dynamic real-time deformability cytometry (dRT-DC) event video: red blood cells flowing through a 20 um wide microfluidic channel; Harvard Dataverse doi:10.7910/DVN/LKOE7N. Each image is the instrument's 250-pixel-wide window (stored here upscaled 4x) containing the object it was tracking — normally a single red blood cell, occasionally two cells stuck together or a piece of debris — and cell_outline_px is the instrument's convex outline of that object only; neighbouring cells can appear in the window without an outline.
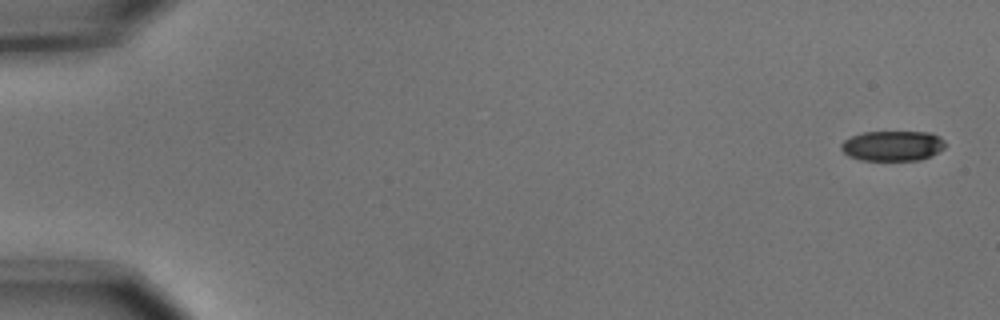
{"species": "common noctule bat (a hibernating species)", "species_latin": "Nyctalus noctula", "temperature_condition": "cold", "stored_images_in_passage": 8, "camera_frame_rate_fps": 3000, "um_per_image_px": 0.085, "animal": {"sex": "male", "body_mass_g": 15.6}, "frame": {"image": 1, "passage_image": 1, "time_ms": 0.0, "image_size_px": [1000, 320], "cell_outline_px": [[944, 148], [932, 156], [920, 160], [860, 160], [848, 156], [840, 148], [840, 144], [844, 140], [852, 136], [864, 132], [932, 132], [940, 136], [944, 140]], "centroid_in_image_um": [75.88, 12.39], "position_along_channel_um": 9.1, "area_um2": 18.44}}
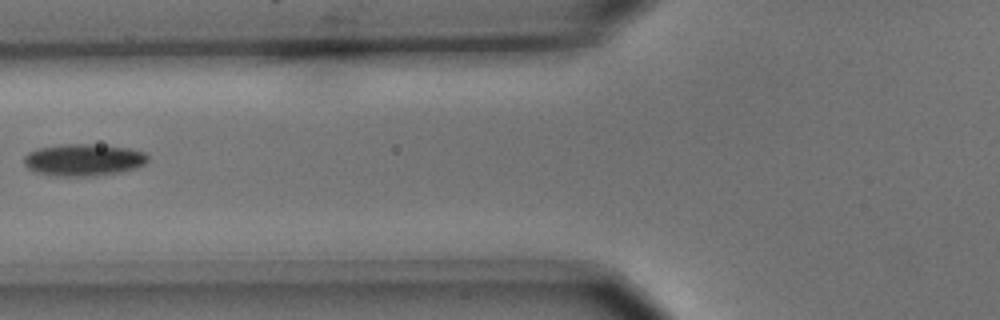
{"frame": {"image": 2, "passage_image": 7, "time_ms": 2.0, "image_size_px": [1000, 320], "cell_outline_px": [[148, 160], [144, 164], [136, 168], [116, 172], [92, 176], [56, 176], [36, 172], [28, 168], [24, 164], [24, 156], [28, 152], [36, 148], [60, 144], [96, 144], [128, 148], [144, 152], [148, 156]], "centroid_in_image_um": [7.07, 13.58], "position_along_channel_um": 118.7, "area_um2": 23.12}}
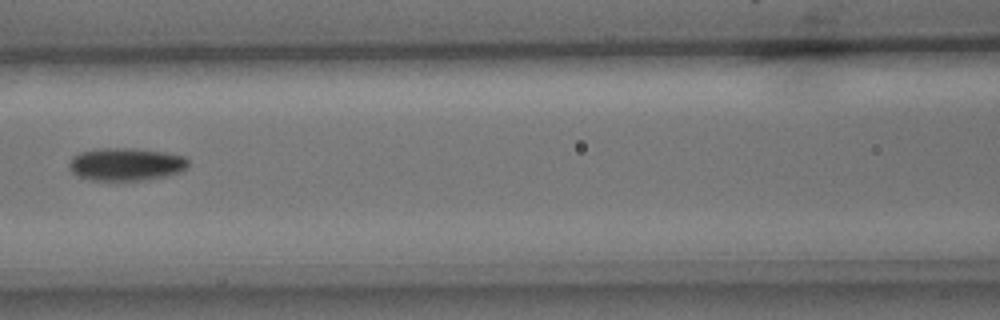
{"frame": {"image": 3, "passage_image": 8, "time_ms": 2.333, "image_size_px": [1000, 320], "cell_outline_px": [[188, 168], [180, 172], [168, 176], [148, 180], [116, 184], [88, 180], [76, 176], [68, 168], [68, 164], [72, 156], [80, 152], [100, 148], [132, 148], [164, 152], [184, 156], [188, 160]], "centroid_in_image_um": [10.67, 14.02], "position_along_channel_um": 155.9, "area_um2": 23.99}}